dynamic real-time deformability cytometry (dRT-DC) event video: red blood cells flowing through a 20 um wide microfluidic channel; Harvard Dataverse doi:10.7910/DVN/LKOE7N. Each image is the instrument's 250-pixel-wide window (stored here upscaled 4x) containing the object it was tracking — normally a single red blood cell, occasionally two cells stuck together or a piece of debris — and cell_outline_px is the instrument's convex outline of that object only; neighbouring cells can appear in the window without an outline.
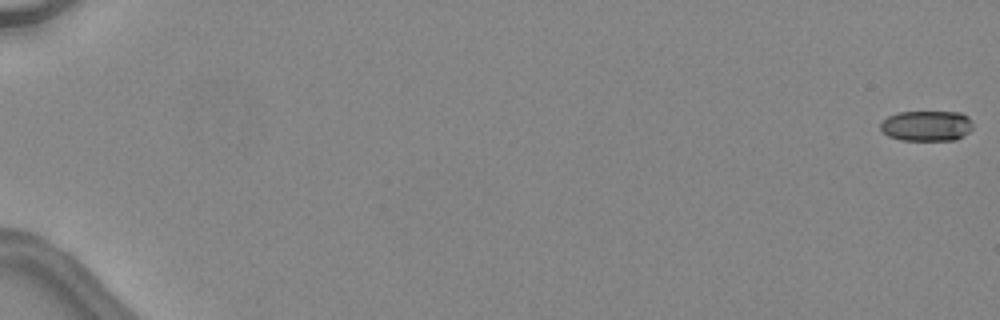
{"species": "common noctule bat (a hibernating species)", "species_latin": "Nyctalus noctula", "temperature_condition": "warm", "stored_images_in_passage": 11, "camera_frame_rate_fps": 3000, "um_per_image_px": 0.085, "animal": {"sex": "female", "body_mass_g": 24.6, "forearm_length_mm": 56.2}, "frame": {"image": 1, "passage_image": 1, "time_ms": 0.0, "image_size_px": [1000, 320], "cell_outline_px": [[972, 128], [968, 132], [956, 140], [900, 140], [888, 136], [880, 128], [880, 124], [888, 116], [896, 112], [960, 112], [968, 116], [972, 120]], "centroid_in_image_um": [78.77, 10.69], "position_along_channel_um": 6.2, "area_um2": 16.47}}